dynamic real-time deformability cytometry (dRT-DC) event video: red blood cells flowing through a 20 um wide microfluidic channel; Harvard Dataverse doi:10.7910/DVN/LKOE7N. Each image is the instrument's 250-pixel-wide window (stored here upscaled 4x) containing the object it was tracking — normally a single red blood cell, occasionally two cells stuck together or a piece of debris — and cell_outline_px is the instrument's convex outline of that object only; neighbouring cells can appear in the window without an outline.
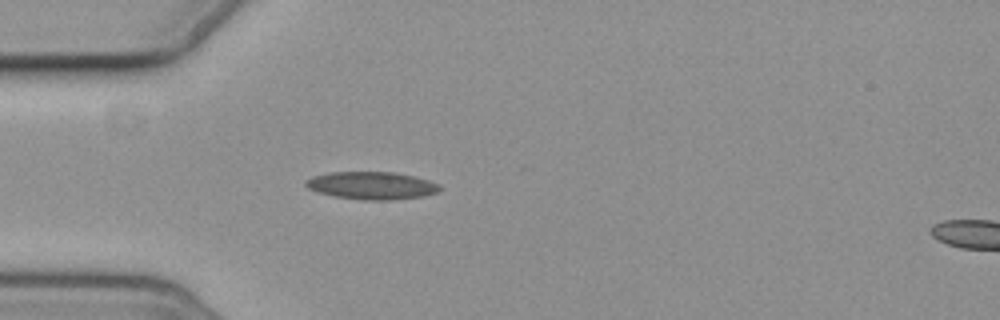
{"species": "common noctule bat (a hibernating species)", "species_latin": "Nyctalus noctula", "temperature_condition": "cold", "stored_images_in_passage": 4, "camera_frame_rate_fps": 3000, "um_per_image_px": 0.085, "animal": {"sex": "female", "body_mass_g": 19.3, "forearm_length_mm": 54.1}, "frame": {"image": 1, "passage_image": 4, "time_ms": 3.667, "image_size_px": [1000, 320], "cell_outline_px": [[440, 192], [424, 196], [392, 200], [364, 200], [332, 196], [316, 192], [308, 188], [304, 184], [304, 180], [312, 176], [328, 172], [396, 172], [416, 176], [440, 184]], "centroid_in_image_um": [31.59, 15.77], "position_along_channel_um": 53.4, "area_um2": 21.96}}